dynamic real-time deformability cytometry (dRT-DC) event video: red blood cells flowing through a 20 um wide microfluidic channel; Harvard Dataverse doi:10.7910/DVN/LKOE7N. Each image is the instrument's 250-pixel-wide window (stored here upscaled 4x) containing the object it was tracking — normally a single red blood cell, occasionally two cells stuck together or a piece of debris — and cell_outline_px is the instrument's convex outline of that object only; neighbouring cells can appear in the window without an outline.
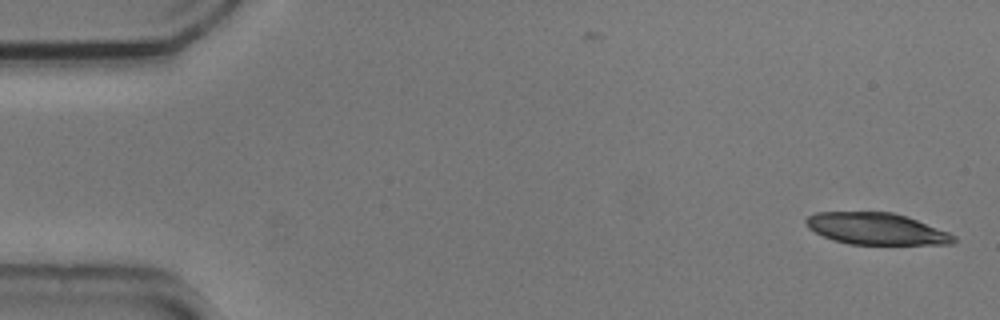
{"species": "common noctule bat (a hibernating species)", "species_latin": "Nyctalus noctula", "temperature_condition": "cold", "stored_images_in_passage": 16, "camera_frame_rate_fps": 3000, "um_per_image_px": 0.085, "animal": {"sex": "male", "body_mass_g": 20.5, "forearm_length_mm": 52.5}, "frame": {"image": 1, "passage_image": 1, "time_ms": 0.0, "image_size_px": [1000, 320], "cell_outline_px": [[956, 244], [848, 244], [832, 240], [808, 228], [804, 220], [808, 216], [816, 212], [892, 212], [908, 216], [948, 232], [956, 236]], "centroid_in_image_um": [74.5, 19.44], "position_along_channel_um": 10.5, "area_um2": 27.34}}